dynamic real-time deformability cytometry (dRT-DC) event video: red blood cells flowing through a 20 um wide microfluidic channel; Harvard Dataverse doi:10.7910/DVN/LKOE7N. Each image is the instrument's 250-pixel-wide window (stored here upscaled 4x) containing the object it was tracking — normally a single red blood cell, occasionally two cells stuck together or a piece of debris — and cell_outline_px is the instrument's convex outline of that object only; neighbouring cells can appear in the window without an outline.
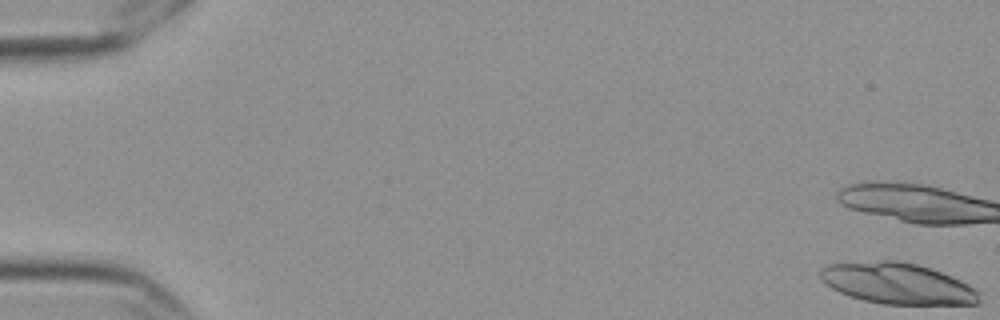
{"species": "Egyptian fruit bat (a non-hibernating species)", "species_latin": "Rousettus aegyptiacus", "temperature_condition": "cold", "stored_images_in_passage": 13, "camera_frame_rate_fps": 3000, "um_per_image_px": 0.085, "frame": {"image": 1, "passage_image": 1, "time_ms": 0.0, "image_size_px": [1000, 320], "cell_outline_px": [[980, 304], [884, 304], [864, 300], [848, 296], [832, 288], [820, 280], [820, 272], [828, 264], [880, 260], [896, 260], [916, 264], [932, 268], [960, 280], [976, 288], [980, 292]], "centroid_in_image_um": [76.31, 24.09], "position_along_channel_um": 8.7, "area_um2": 38.09}}